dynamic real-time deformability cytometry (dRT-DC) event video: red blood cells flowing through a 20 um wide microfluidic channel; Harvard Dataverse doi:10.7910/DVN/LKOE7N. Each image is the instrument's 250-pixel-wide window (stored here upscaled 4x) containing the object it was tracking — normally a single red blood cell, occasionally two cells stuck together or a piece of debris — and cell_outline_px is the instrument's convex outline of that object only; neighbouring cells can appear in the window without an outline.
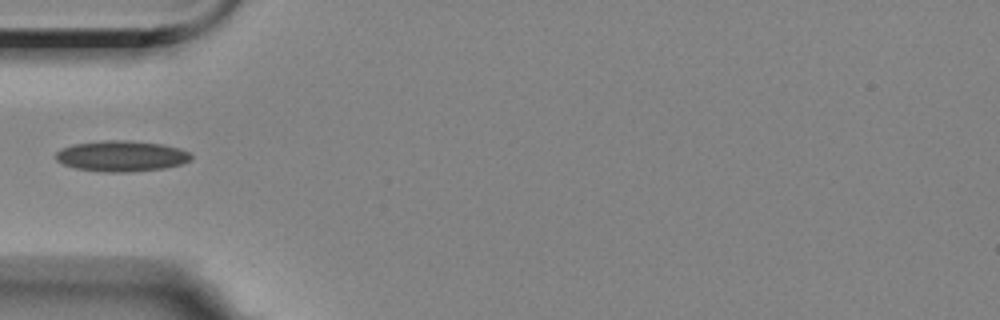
{"species": "Egyptian fruit bat (a non-hibernating species)", "species_latin": "Rousettus aegyptiacus", "temperature_condition": "room temperature", "stored_images_in_passage": 3, "camera_frame_rate_fps": 3000, "um_per_image_px": 0.085, "animal": {"sex": "female"}, "frame": {"image": 1, "passage_image": 3, "time_ms": 3.0, "image_size_px": [1000, 320], "cell_outline_px": [[192, 160], [184, 164], [164, 168], [128, 172], [104, 172], [76, 168], [64, 164], [56, 160], [56, 152], [60, 148], [72, 144], [104, 140], [124, 140], [160, 144], [180, 148], [188, 152], [192, 156]], "centroid_in_image_um": [10.33, 13.26], "position_along_channel_um": 74.7, "area_um2": 24.33}}